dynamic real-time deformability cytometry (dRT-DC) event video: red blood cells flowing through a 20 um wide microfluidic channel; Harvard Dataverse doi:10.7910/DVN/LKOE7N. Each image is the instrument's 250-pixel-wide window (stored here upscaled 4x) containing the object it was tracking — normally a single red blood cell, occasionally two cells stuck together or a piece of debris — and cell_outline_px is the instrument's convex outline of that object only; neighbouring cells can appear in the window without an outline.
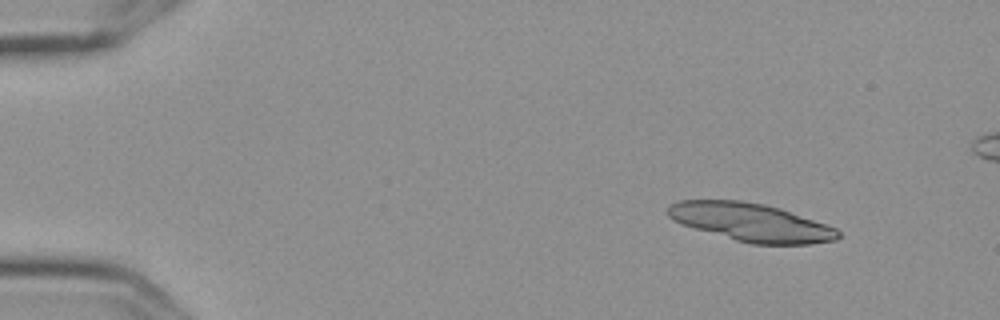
{"species": "Egyptian fruit bat (a non-hibernating species)", "species_latin": "Rousettus aegyptiacus", "temperature_condition": "cold", "stored_images_in_passage": 16, "segment_of_instrument_passage": [1, 2], "camera_frame_rate_fps": 3000, "um_per_image_px": 0.085, "frame": {"image": 1, "passage_image": 2, "time_ms": 0.333, "image_size_px": [1000, 320], "cell_outline_px": [[840, 236], [836, 240], [812, 244], [752, 244], [736, 240], [696, 228], [684, 224], [668, 216], [668, 208], [672, 204], [680, 200], [740, 200], [764, 204], [780, 208], [836, 228], [840, 232]], "centroid_in_image_um": [63.88, 18.89], "position_along_channel_um": 21.1, "area_um2": 37.22}}